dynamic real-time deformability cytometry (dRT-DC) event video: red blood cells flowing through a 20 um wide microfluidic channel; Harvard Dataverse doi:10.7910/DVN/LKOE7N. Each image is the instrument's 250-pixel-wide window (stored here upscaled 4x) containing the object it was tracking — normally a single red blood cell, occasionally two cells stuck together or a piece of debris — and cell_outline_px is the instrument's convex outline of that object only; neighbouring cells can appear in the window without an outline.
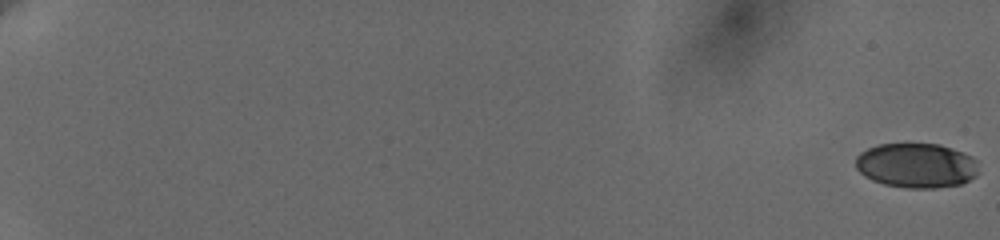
{"species": "human", "species_latin": "Homo sapiens", "temperature_condition": "cold", "stored_images_in_passage": 61, "camera_frame_rate_fps": 3000, "um_per_image_px": 0.085, "donor": {"sex": "female"}, "frame": {"image": 1, "passage_image": 1, "time_ms": 0.0, "image_size_px": [1000, 240], "cell_outline_px": [[976, 176], [960, 184], [936, 188], [908, 188], [884, 184], [872, 180], [864, 176], [856, 168], [856, 156], [860, 152], [876, 144], [940, 144], [952, 148], [972, 156], [976, 160]], "centroid_in_image_um": [77.87, 14.06], "position_along_channel_um": 7.1, "area_um2": 32.02}}
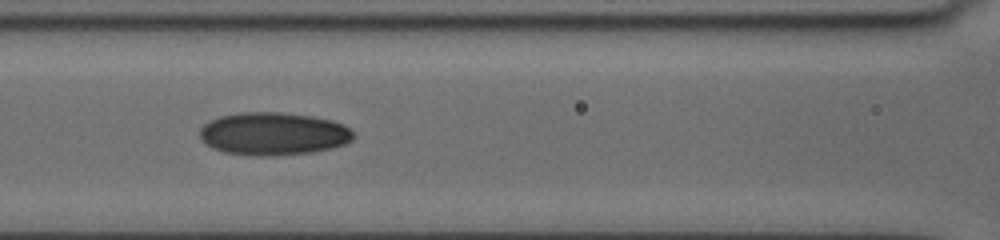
{"frame": {"image": 2, "passage_image": 32, "time_ms": 10.333, "image_size_px": [1000, 240], "cell_outline_px": [[356, 136], [352, 140], [344, 144], [332, 148], [312, 152], [272, 156], [260, 156], [224, 152], [212, 148], [200, 136], [200, 128], [204, 124], [220, 116], [240, 112], [280, 112], [312, 116], [332, 120], [344, 124]], "centroid_in_image_um": [23.26, 11.36], "position_along_channel_um": 143.3, "area_um2": 38.32}}
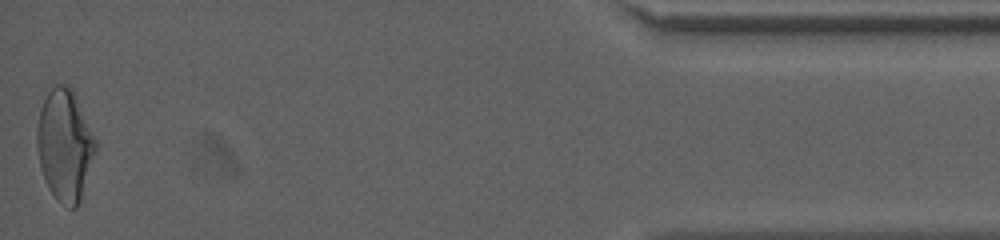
{"frame": {"image": 3, "passage_image": 61, "time_ms": 20.0, "image_size_px": [1000, 240], "cell_outline_px": [[96, 152], [80, 200], [76, 208], [68, 208], [56, 200], [48, 188], [40, 168], [36, 148], [36, 128], [40, 108], [48, 92], [56, 84], [68, 84], [72, 88], [96, 140]], "centroid_in_image_um": [5.48, 12.35], "position_along_channel_um": 429.7, "area_um2": 38.21}, "authors_computed_cell_mechanics": {"area_um2": 35.3736, "velocity_mm_per_s": 3.6457, "shape_relaxation_time_tau1_ms": 6.2022, "shape_relaxation_time_tau2_ms": 3.0495, "deformation_change_tau1": 0.1735, "deformation_change_tau2": 0.0839}}